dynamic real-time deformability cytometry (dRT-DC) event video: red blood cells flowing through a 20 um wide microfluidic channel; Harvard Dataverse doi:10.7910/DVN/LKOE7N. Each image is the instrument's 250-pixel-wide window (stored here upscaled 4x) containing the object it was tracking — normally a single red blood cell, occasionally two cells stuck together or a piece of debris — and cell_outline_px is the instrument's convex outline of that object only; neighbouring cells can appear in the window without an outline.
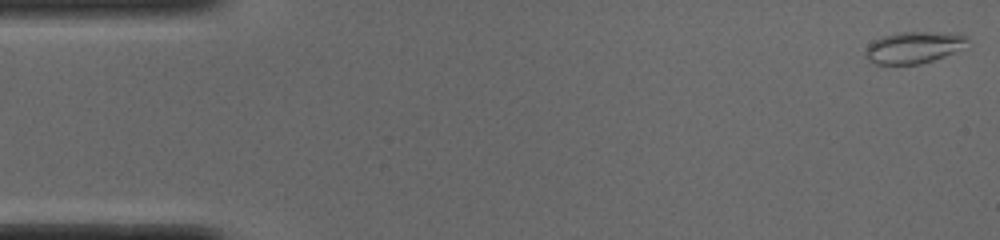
{"species": "common noctule bat (a hibernating species)", "species_latin": "Nyctalus noctula", "temperature_condition": "cold", "stored_images_in_passage": 51, "camera_frame_rate_fps": 3000, "um_per_image_px": 0.085, "animal": {"sex": "male", "body_mass_g": 19.0, "forearm_length_mm": 50.8}, "frame": {"image": 1, "passage_image": 1, "time_ms": 0.0, "image_size_px": [1000, 240], "cell_outline_px": [[968, 40], [952, 52], [944, 56], [920, 64], [876, 64], [868, 60], [864, 56], [864, 48], [868, 44], [884, 36], [900, 32], [924, 32], [964, 36]], "centroid_in_image_um": [77.5, 4.06], "position_along_channel_um": 7.5, "area_um2": 18.09}}
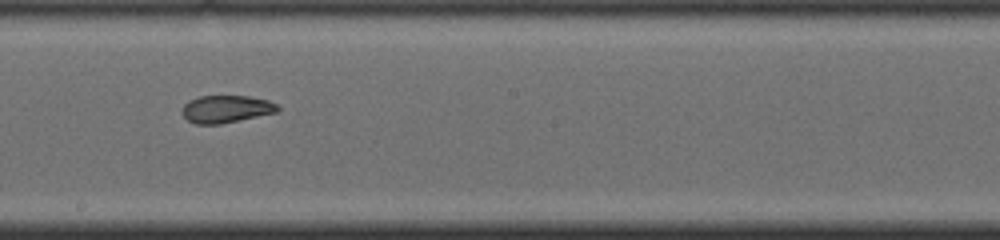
{"frame": {"image": 2, "passage_image": 28, "time_ms": 9.0, "image_size_px": [1000, 240], "cell_outline_px": [[280, 108], [276, 112], [220, 124], [196, 124], [188, 120], [180, 112], [184, 104], [188, 100], [200, 96], [248, 96], [268, 100], [276, 104]], "centroid_in_image_um": [19.18, 9.26], "position_along_channel_um": 229.0, "area_um2": 15.2}}
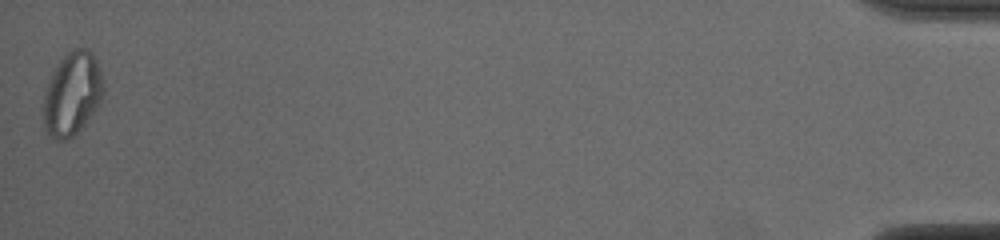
{"frame": {"image": 3, "passage_image": 51, "time_ms": 16.667, "image_size_px": [1000, 240], "cell_outline_px": [[104, 92], [96, 108], [84, 124], [68, 140], [56, 140], [48, 132], [44, 124], [44, 88], [52, 72], [60, 60], [72, 48], [88, 48], [92, 52], [100, 68], [104, 88]], "centroid_in_image_um": [6.14, 7.93], "position_along_channel_um": 429.1, "area_um2": 28.96}, "authors_computed_cell_mechanics": {"area_um2": 17.2244, "velocity_mm_per_s": 3.8975, "shape_relaxation_time_tau1_ms": null, "shape_relaxation_time_tau2_ms": 2.7495, "deformation_change_tau1": null, "deformation_change_tau2": 0.0771}}